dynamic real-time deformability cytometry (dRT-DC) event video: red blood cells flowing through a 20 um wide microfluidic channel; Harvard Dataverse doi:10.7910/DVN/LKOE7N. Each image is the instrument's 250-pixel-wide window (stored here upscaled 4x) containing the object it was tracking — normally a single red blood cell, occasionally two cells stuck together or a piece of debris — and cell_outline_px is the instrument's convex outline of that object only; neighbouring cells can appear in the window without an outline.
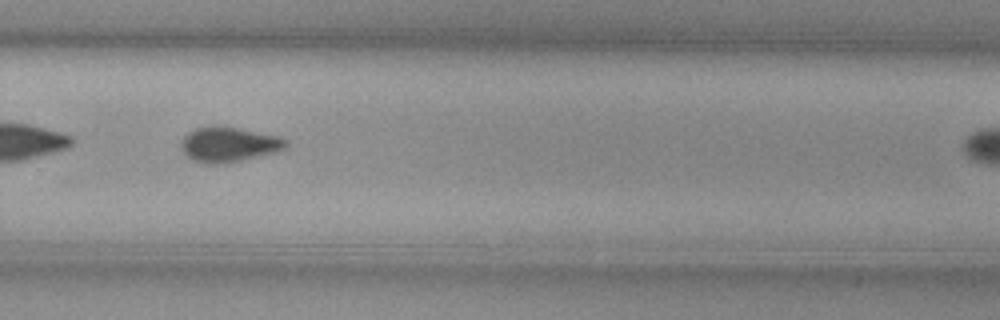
{"species": "common noctule bat (a hibernating species)", "species_latin": "Nyctalus noctula", "temperature_condition": "cold", "stored_images_in_passage": 29, "camera_frame_rate_fps": 3000, "um_per_image_px": 0.085, "animal": {"sex": "female", "body_mass_g": 29.2, "forearm_length_mm": 56.3}, "frame": {"image": 1, "passage_image": 20, "time_ms": 6.333, "image_size_px": [1000, 320], "cell_outline_px": [[288, 144], [284, 148], [276, 152], [224, 164], [204, 164], [192, 160], [180, 148], [180, 144], [184, 136], [188, 132], [196, 128], [208, 124], [216, 124], [240, 128], [280, 136]], "centroid_in_image_um": [19.4, 12.26], "position_along_channel_um": 310.4, "area_um2": 21.73}}